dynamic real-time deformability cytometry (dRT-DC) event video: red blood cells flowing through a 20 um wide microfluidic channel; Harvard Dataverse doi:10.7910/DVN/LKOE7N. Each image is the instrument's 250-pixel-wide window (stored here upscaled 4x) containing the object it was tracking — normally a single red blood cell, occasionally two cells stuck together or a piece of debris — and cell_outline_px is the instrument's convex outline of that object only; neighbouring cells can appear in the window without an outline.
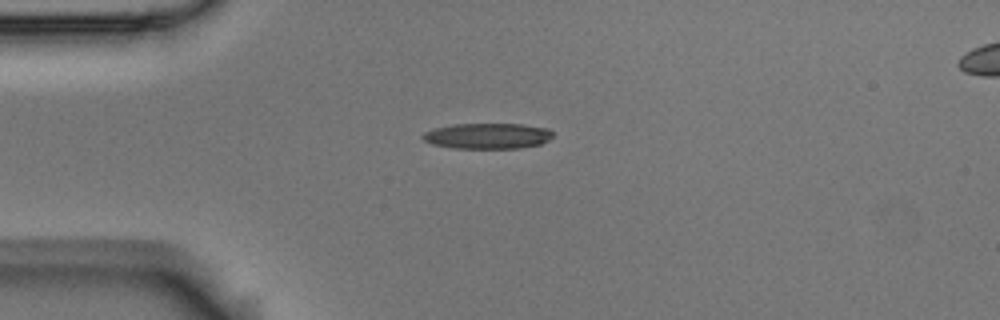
{"species": "Egyptian fruit bat (a non-hibernating species)", "species_latin": "Rousettus aegyptiacus", "temperature_condition": "room temperature", "stored_images_in_passage": 5, "camera_frame_rate_fps": 3000, "um_per_image_px": 0.085, "animal": {"sex": "male"}, "frame": {"image": 1, "passage_image": 1, "time_ms": 0.0, "image_size_px": [1000, 320], "cell_outline_px": [[552, 136], [548, 140], [540, 144], [520, 148], [452, 148], [432, 144], [424, 140], [420, 136], [424, 132], [436, 128], [452, 124], [524, 124], [548, 128], [552, 132]], "centroid_in_image_um": [41.43, 11.55], "position_along_channel_um": 43.6, "area_um2": 19.48}}
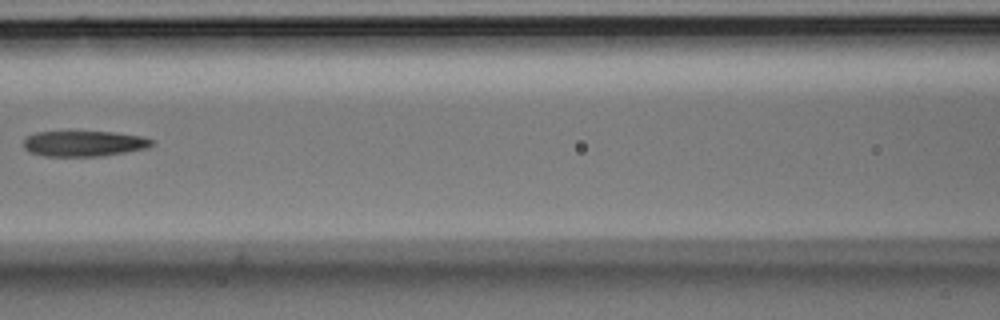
{"frame": {"image": 2, "passage_image": 4, "time_ms": 1.0, "image_size_px": [1000, 320], "cell_outline_px": [[152, 144], [148, 148], [104, 156], [44, 156], [28, 152], [24, 148], [24, 140], [28, 136], [36, 132], [112, 132], [140, 136], [152, 140]], "centroid_in_image_um": [7.11, 12.21], "position_along_channel_um": 159.5, "area_um2": 19.02}}
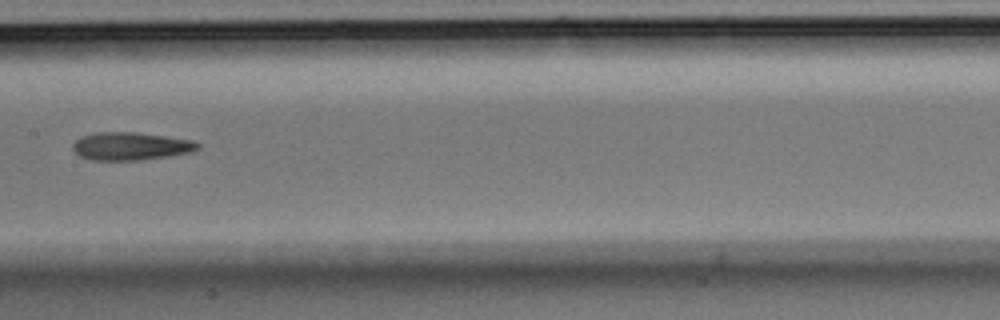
{"frame": {"image": 3, "passage_image": 5, "time_ms": 1.333, "image_size_px": [1000, 320], "cell_outline_px": [[200, 148], [192, 152], [168, 156], [140, 160], [92, 160], [80, 156], [72, 148], [72, 144], [80, 136], [96, 132], [136, 132], [192, 140], [200, 144]], "centroid_in_image_um": [11.1, 12.42], "position_along_channel_um": 196.3, "area_um2": 20.35}}